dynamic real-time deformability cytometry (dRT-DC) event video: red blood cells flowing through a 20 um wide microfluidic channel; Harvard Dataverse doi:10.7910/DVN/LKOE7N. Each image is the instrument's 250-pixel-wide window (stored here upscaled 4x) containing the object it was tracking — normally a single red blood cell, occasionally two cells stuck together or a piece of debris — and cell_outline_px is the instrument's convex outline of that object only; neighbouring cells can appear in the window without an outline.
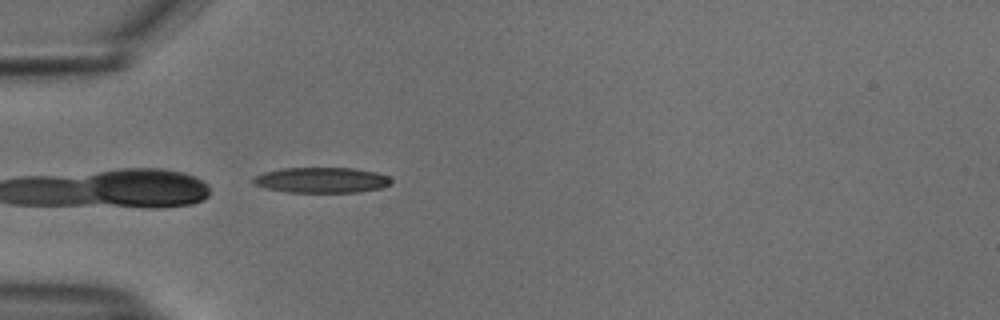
{"species": "common noctule bat (a hibernating species)", "species_latin": "Nyctalus noctula", "temperature_condition": "cold", "stored_images_in_passage": 35, "camera_frame_rate_fps": 3000, "um_per_image_px": 0.085, "animal": {"sex": "male", "body_mass_g": 18.8}, "frame": {"image": 1, "passage_image": 1, "time_ms": 0.0, "image_size_px": [1000, 320], "cell_outline_px": [[392, 184], [384, 188], [356, 192], [288, 192], [268, 188], [256, 184], [252, 180], [256, 176], [264, 172], [280, 168], [352, 168], [376, 172], [388, 176], [392, 180]], "centroid_in_image_um": [27.4, 15.3], "position_along_channel_um": 57.6, "area_um2": 20.4}}
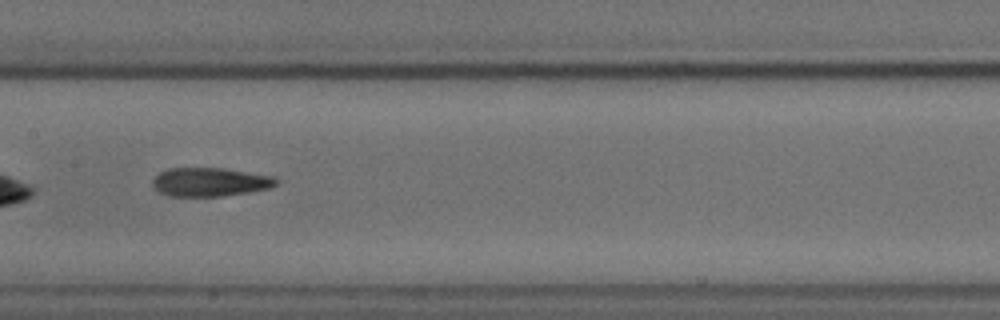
{"frame": {"image": 2, "passage_image": 12, "time_ms": 3.667, "image_size_px": [1000, 320], "cell_outline_px": [[280, 180], [276, 184], [268, 188], [248, 192], [220, 196], [168, 196], [160, 192], [152, 184], [152, 180], [160, 172], [168, 168], [224, 168], [276, 176]], "centroid_in_image_um": [17.88, 15.46], "position_along_channel_um": 189.5, "area_um2": 20.69}}
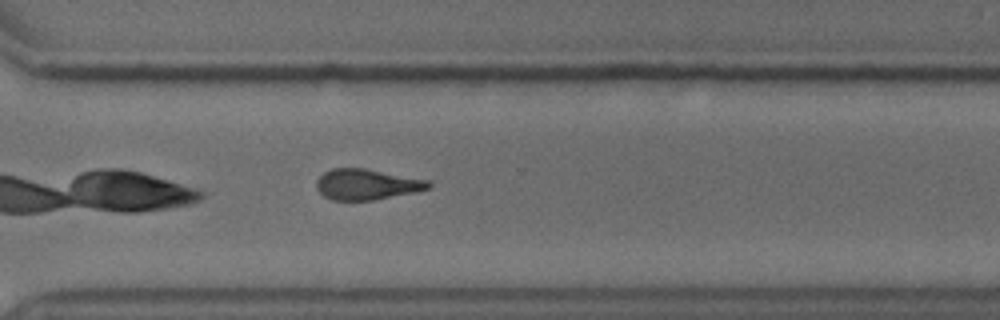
{"frame": {"image": 3, "passage_image": 24, "time_ms": 7.667, "image_size_px": [1000, 320], "cell_outline_px": [[432, 184], [428, 188], [412, 192], [372, 200], [332, 200], [324, 196], [316, 188], [316, 180], [324, 172], [332, 168], [364, 168], [428, 180]], "centroid_in_image_um": [31.12, 15.66], "position_along_channel_um": 339.5, "area_um2": 19.77}, "authors_computed_cell_mechanics": {"area_um2": 20.7502, "velocity_mm_per_s": 3.7651, "shape_relaxation_time_tau1_ms": 4.3943, "shape_relaxation_time_tau2_ms": 3.8949, "deformation_change_tau1": 0.1505, "deformation_change_tau2": 0.1341}}